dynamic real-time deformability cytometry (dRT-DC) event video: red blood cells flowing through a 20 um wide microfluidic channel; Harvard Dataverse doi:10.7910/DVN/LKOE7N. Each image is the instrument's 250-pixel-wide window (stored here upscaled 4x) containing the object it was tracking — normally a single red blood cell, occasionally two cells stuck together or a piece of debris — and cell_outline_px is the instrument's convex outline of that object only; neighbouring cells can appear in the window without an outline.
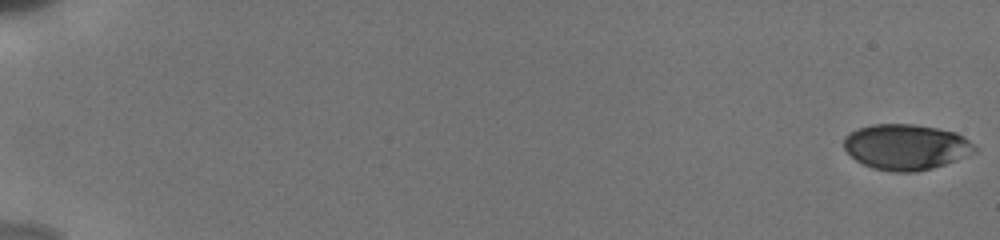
{"species": "human", "species_latin": "Homo sapiens", "temperature_condition": "cold", "stored_images_in_passage": 13, "camera_frame_rate_fps": 3000, "um_per_image_px": 0.085, "donor": {"sex": "male"}, "frame": {"image": 1, "passage_image": 1, "time_ms": 0.0, "image_size_px": [1000, 240], "cell_outline_px": [[976, 152], [956, 160], [932, 168], [916, 172], [892, 172], [872, 168], [856, 160], [844, 148], [844, 136], [860, 128], [872, 124], [916, 124], [956, 132], [964, 136], [976, 148]], "centroid_in_image_um": [77.02, 12.49], "position_along_channel_um": 8.0, "area_um2": 34.68}}
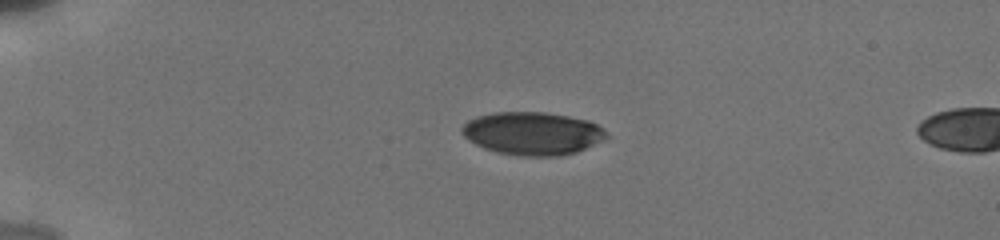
{"frame": {"image": 2, "passage_image": 11, "time_ms": 4.667, "image_size_px": [1000, 240], "cell_outline_px": [[608, 136], [604, 140], [576, 152], [560, 156], [516, 156], [496, 152], [484, 148], [468, 140], [460, 132], [460, 128], [468, 120], [476, 116], [492, 112], [544, 112], [568, 116], [588, 120], [604, 128], [608, 132]], "centroid_in_image_um": [45.25, 11.34], "position_along_channel_um": 39.7, "area_um2": 36.53}}